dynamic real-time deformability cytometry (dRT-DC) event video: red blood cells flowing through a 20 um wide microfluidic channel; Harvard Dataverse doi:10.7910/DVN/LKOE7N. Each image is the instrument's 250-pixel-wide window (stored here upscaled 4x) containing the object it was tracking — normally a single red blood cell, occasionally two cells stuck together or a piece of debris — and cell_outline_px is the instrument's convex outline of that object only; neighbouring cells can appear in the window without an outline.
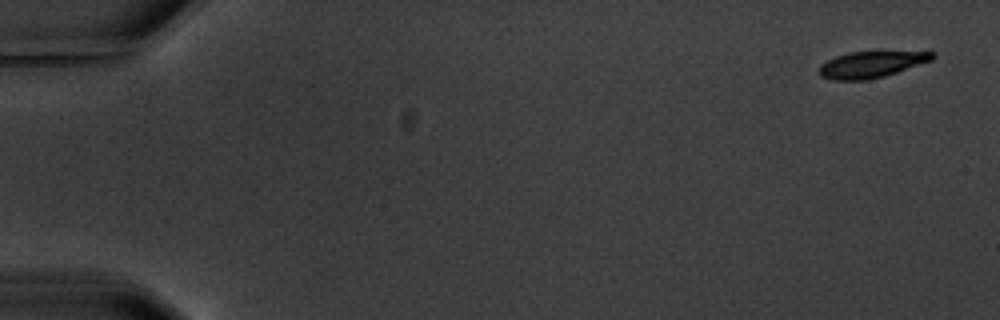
{"species": "common noctule bat (a hibernating species)", "species_latin": "Nyctalus noctula", "temperature_condition": "warm", "stored_images_in_passage": 4, "camera_frame_rate_fps": 3000, "um_per_image_px": 0.085, "animal": {"sex": "male", "body_mass_g": 20.1, "forearm_length_mm": 53.5}, "frame": {"image": 1, "passage_image": 1, "time_ms": 0.0, "image_size_px": [1000, 320], "cell_outline_px": [[936, 56], [932, 60], [884, 76], [868, 80], [832, 80], [820, 76], [820, 64], [836, 56], [848, 52], [936, 52]], "centroid_in_image_um": [74.04, 5.48], "position_along_channel_um": 11.0, "area_um2": 17.17}}